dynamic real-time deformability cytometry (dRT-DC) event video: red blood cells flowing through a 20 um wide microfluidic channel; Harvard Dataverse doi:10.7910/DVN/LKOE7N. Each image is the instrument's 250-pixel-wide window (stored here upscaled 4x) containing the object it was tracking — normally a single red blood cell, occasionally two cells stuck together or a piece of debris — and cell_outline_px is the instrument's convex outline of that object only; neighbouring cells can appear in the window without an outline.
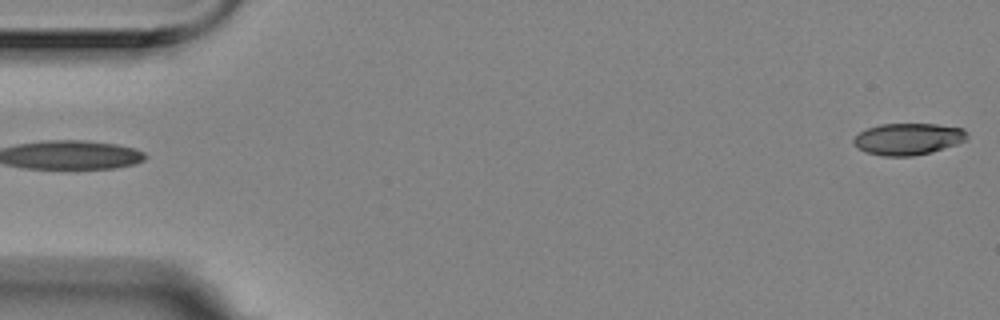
{"species": "Egyptian fruit bat (a non-hibernating species)", "species_latin": "Rousettus aegyptiacus", "temperature_condition": "room temperature", "stored_images_in_passage": 6, "segment_of_instrument_passage": [2, 2], "camera_frame_rate_fps": 3000, "um_per_image_px": 0.085, "animal": {"sex": "female"}, "frame": {"image": 1, "passage_image": 6, "time_ms": 1.667, "image_size_px": [1000, 320], "cell_outline_px": [[968, 140], [932, 152], [912, 156], [884, 156], [864, 152], [856, 148], [852, 144], [852, 140], [860, 132], [868, 128], [880, 124], [936, 124], [964, 128], [968, 132]], "centroid_in_image_um": [77.19, 11.82], "position_along_channel_um": 7.8, "area_um2": 21.21}}